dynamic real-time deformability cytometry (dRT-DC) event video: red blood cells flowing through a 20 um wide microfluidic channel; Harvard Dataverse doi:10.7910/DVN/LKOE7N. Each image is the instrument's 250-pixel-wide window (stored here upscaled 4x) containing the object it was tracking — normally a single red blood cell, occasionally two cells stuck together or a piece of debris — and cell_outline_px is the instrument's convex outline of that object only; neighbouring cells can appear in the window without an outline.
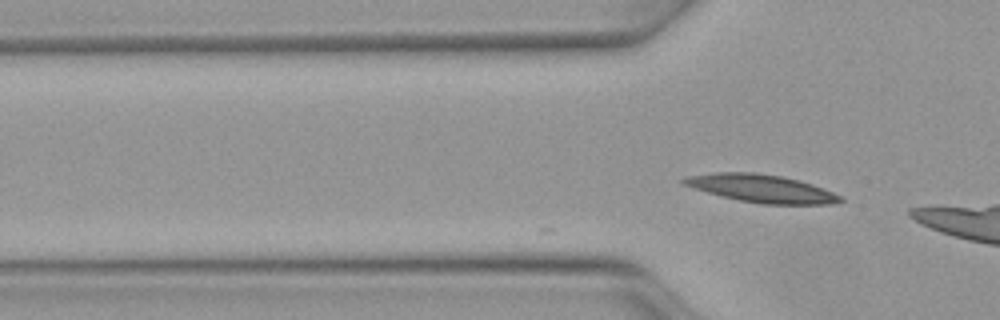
{"species": "Egyptian fruit bat (a non-hibernating species)", "species_latin": "Rousettus aegyptiacus", "temperature_condition": "warm", "stored_images_in_passage": 6, "camera_frame_rate_fps": 3000, "um_per_image_px": 0.085, "animal": {"sex": "female"}, "frame": {"image": 1, "passage_image": 6, "time_ms": 1.667, "image_size_px": [1000, 320], "cell_outline_px": [[844, 200], [832, 204], [764, 204], [740, 200], [708, 192], [684, 184], [680, 180], [688, 176], [716, 172], [752, 172], [784, 176], [812, 184], [832, 192], [840, 196]], "centroid_in_image_um": [64.75, 16.01], "position_along_channel_um": 61.0, "area_um2": 24.97}}